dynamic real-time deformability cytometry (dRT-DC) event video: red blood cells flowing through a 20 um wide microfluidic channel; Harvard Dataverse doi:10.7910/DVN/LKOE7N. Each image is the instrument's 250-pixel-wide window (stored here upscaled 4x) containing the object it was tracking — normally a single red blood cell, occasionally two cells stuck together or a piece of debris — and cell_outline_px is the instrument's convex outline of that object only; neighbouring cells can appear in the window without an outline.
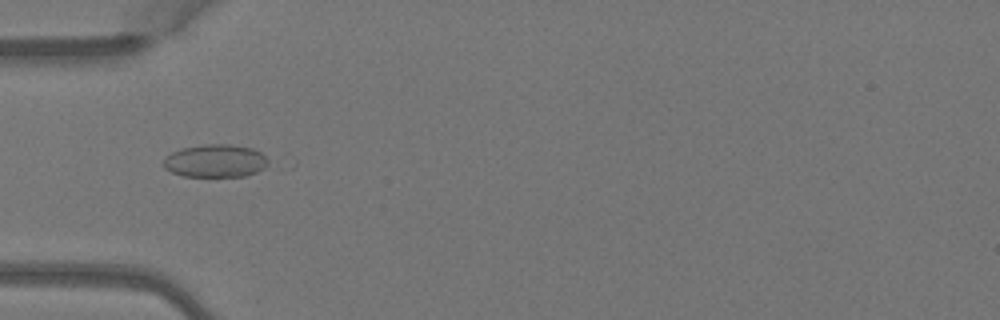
{"species": "Egyptian fruit bat (a non-hibernating species)", "species_latin": "Rousettus aegyptiacus", "temperature_condition": "warm", "stored_images_in_passage": 5, "camera_frame_rate_fps": 3000, "um_per_image_px": 0.085, "animal": {"sex": "female"}, "frame": {"image": 1, "passage_image": 3, "time_ms": 0.667, "image_size_px": [1000, 320], "cell_outline_px": [[268, 164], [264, 168], [256, 172], [244, 176], [184, 176], [172, 172], [164, 168], [160, 164], [172, 152], [184, 148], [204, 144], [228, 144], [252, 148], [260, 152], [268, 160]], "centroid_in_image_um": [18.3, 13.67], "position_along_channel_um": 66.7, "area_um2": 19.94}}